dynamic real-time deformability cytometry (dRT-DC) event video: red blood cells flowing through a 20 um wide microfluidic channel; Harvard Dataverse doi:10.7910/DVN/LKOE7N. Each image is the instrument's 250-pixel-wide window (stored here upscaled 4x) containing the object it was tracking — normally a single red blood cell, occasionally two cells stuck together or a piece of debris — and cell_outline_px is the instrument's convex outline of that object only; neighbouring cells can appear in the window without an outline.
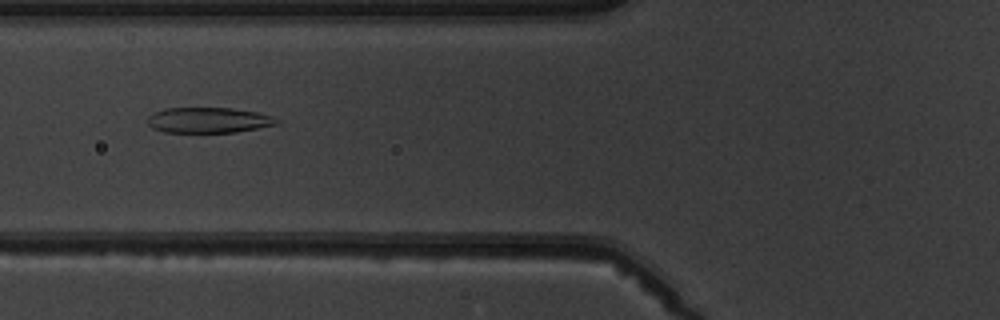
{"species": "common noctule bat (a hibernating species)", "species_latin": "Nyctalus noctula", "temperature_condition": "warm", "stored_images_in_passage": 6, "camera_frame_rate_fps": 3000, "um_per_image_px": 0.085, "animal": {"sex": "male", "body_mass_g": 19.5, "forearm_length_mm": 54.6}, "frame": {"image": 1, "passage_image": 6, "time_ms": 6.667, "image_size_px": [1000, 320], "cell_outline_px": [[280, 120], [276, 124], [236, 132], [164, 132], [152, 128], [148, 124], [148, 116], [152, 112], [164, 108], [232, 108], [256, 112], [272, 116]], "centroid_in_image_um": [17.68, 10.2], "position_along_channel_um": 108.1, "area_um2": 19.13}}